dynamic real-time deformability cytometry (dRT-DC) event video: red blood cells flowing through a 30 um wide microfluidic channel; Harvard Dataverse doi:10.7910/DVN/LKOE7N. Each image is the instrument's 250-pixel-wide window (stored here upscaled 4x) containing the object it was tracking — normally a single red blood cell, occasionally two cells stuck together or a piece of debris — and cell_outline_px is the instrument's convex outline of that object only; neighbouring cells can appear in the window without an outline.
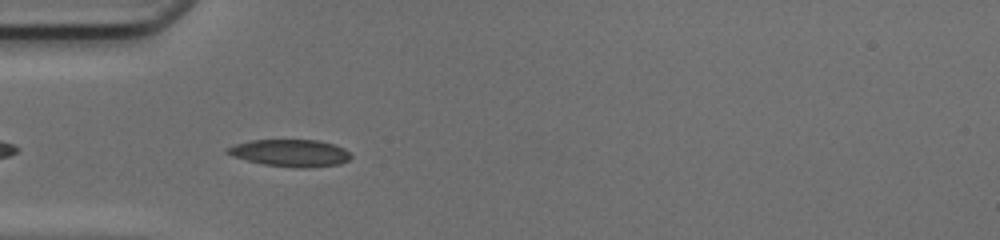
{"species": "common noctule bat (a hibernating species)", "species_latin": "Nyctalus noctula", "temperature_condition": "cold", "stored_images_in_passage": 33, "camera_frame_rate_fps": 3000, "um_per_image_px": 0.085, "animal": {"sex": "female", "body_mass_g": 17.0, "forearm_length_mm": 48.0}, "frame": {"image": 1, "passage_image": 3, "time_ms": 0.667, "image_size_px": [1000, 240], "cell_outline_px": [[352, 156], [348, 160], [340, 164], [308, 168], [296, 168], [264, 164], [232, 156], [224, 152], [224, 148], [236, 144], [252, 140], [316, 140], [332, 144], [344, 148]], "centroid_in_image_um": [24.66, 13.01], "position_along_channel_um": 60.3, "area_um2": 19.48}}
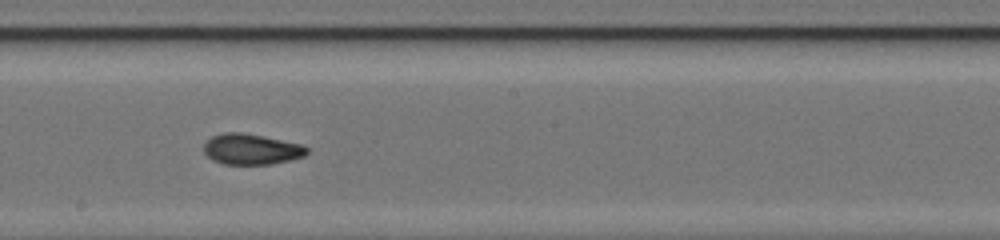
{"frame": {"image": 2, "passage_image": 15, "time_ms": 4.667, "image_size_px": [1000, 240], "cell_outline_px": [[308, 152], [304, 156], [272, 164], [224, 164], [212, 160], [204, 152], [204, 144], [212, 136], [224, 132], [240, 132], [300, 144], [308, 148]], "centroid_in_image_um": [21.33, 12.69], "position_along_channel_um": 226.9, "area_um2": 18.15}}
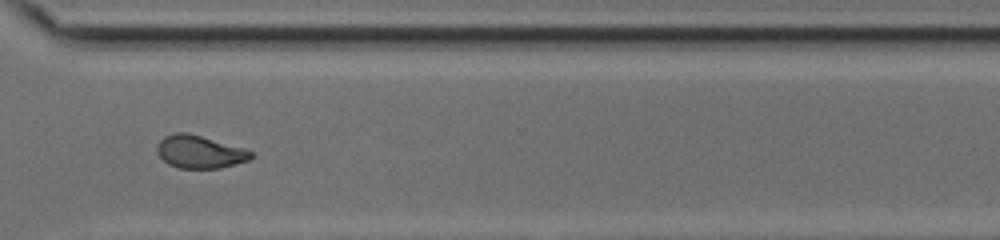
{"frame": {"image": 3, "passage_image": 24, "time_ms": 7.667, "image_size_px": [1000, 240], "cell_outline_px": [[252, 156], [248, 160], [220, 168], [180, 168], [168, 164], [156, 152], [156, 144], [164, 136], [176, 132], [188, 132], [244, 148], [252, 152]], "centroid_in_image_um": [16.93, 12.89], "position_along_channel_um": 353.7, "area_um2": 17.92}, "authors_computed_cell_mechanics": {"area_um2": 18.7272, "velocity_mm_per_s": 4.2258, "shape_relaxation_time_tau1_ms": 8.8193, "shape_relaxation_time_tau2_ms": 1.7039, "deformation_change_tau1": 0.2254, "deformation_change_tau2": 0.0733}}